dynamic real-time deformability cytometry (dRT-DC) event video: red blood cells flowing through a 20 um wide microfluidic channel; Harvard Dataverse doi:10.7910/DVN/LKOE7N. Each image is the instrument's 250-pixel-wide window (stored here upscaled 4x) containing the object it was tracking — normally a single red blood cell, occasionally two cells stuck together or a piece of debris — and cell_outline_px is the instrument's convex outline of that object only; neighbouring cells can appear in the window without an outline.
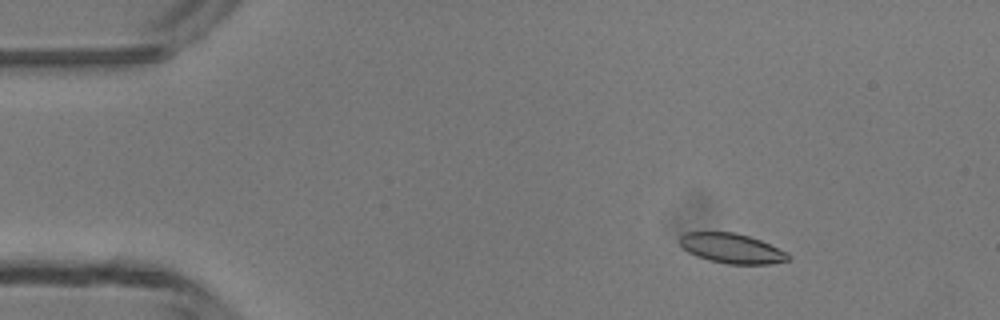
{"species": "common noctule bat (a hibernating species)", "species_latin": "Nyctalus noctula", "temperature_condition": "room temperature", "stored_images_in_passage": 4, "camera_frame_rate_fps": 3000, "um_per_image_px": 0.085, "animal": {"sex": "male", "body_mass_g": 13.3}, "frame": {"image": 1, "passage_image": 2, "time_ms": 1.333, "image_size_px": [1000, 320], "cell_outline_px": [[792, 256], [788, 260], [772, 264], [728, 264], [708, 260], [696, 256], [688, 252], [680, 244], [680, 236], [684, 232], [736, 232], [760, 240], [788, 252]], "centroid_in_image_um": [62.21, 21.11], "position_along_channel_um": 22.8, "area_um2": 18.96}}